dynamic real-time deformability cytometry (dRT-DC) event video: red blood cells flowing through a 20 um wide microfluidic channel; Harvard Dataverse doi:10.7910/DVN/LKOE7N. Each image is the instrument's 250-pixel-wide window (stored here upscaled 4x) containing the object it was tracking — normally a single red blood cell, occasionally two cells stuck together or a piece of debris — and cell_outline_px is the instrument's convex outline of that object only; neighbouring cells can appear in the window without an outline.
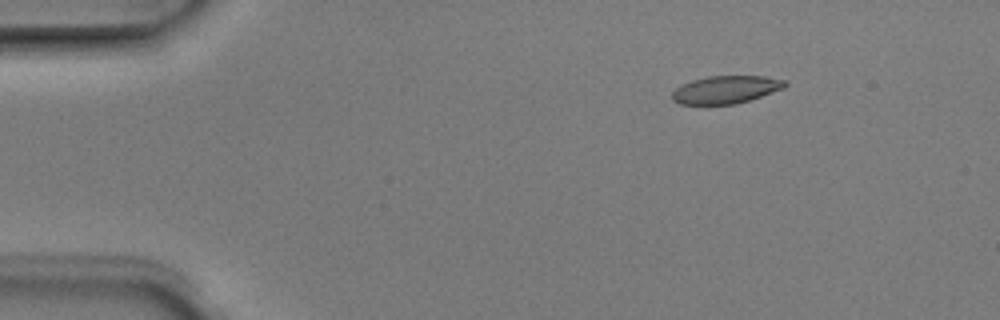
{"species": "Egyptian fruit bat (a non-hibernating species)", "species_latin": "Rousettus aegyptiacus", "temperature_condition": "room temperature", "stored_images_in_passage": 6, "camera_frame_rate_fps": 3000, "um_per_image_px": 0.085, "animal": {"sex": "male"}, "frame": {"image": 1, "passage_image": 3, "time_ms": 0.667, "image_size_px": [1000, 320], "cell_outline_px": [[788, 84], [784, 88], [736, 104], [680, 104], [672, 100], [672, 92], [680, 84], [692, 80], [708, 76], [764, 76], [788, 80]], "centroid_in_image_um": [61.69, 7.6], "position_along_channel_um": 23.3, "area_um2": 18.26}}
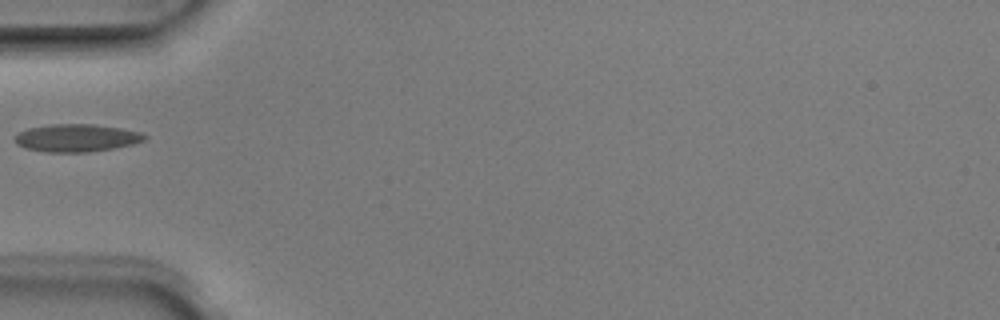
{"frame": {"image": 2, "passage_image": 6, "time_ms": 1.667, "image_size_px": [1000, 320], "cell_outline_px": [[148, 136], [144, 140], [132, 144], [112, 148], [88, 152], [48, 152], [24, 148], [16, 144], [16, 132], [28, 128], [52, 124], [92, 124], [120, 128], [140, 132]], "centroid_in_image_um": [6.47, 11.72], "position_along_channel_um": 78.5, "area_um2": 20.81}}